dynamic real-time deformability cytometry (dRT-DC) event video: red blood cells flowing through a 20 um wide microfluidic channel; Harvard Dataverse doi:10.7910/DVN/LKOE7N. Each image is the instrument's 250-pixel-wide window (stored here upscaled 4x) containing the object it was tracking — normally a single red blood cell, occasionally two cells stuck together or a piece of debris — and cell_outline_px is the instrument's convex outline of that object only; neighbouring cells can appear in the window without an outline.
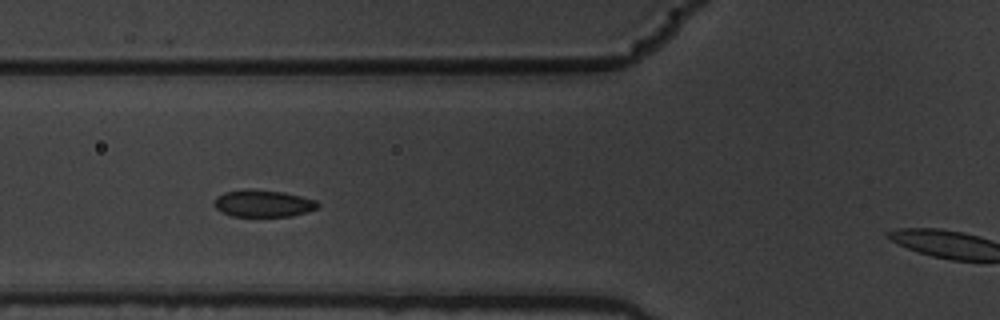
{"species": "common noctule bat (a hibernating species)", "species_latin": "Nyctalus noctula", "temperature_condition": "warm", "stored_images_in_passage": 8, "segment_of_instrument_passage": [1, 2], "camera_frame_rate_fps": 3000, "um_per_image_px": 0.085, "animal": {"sex": "male", "body_mass_g": 19.5, "forearm_length_mm": 54.6}, "frame": {"image": 1, "passage_image": 4, "time_ms": 1.0, "image_size_px": [1000, 320], "cell_outline_px": [[320, 204], [316, 208], [292, 216], [232, 216], [216, 208], [212, 204], [216, 196], [224, 192], [248, 188], [284, 192], [316, 200]], "centroid_in_image_um": [22.33, 17.27], "position_along_channel_um": 103.5, "area_um2": 16.3}}
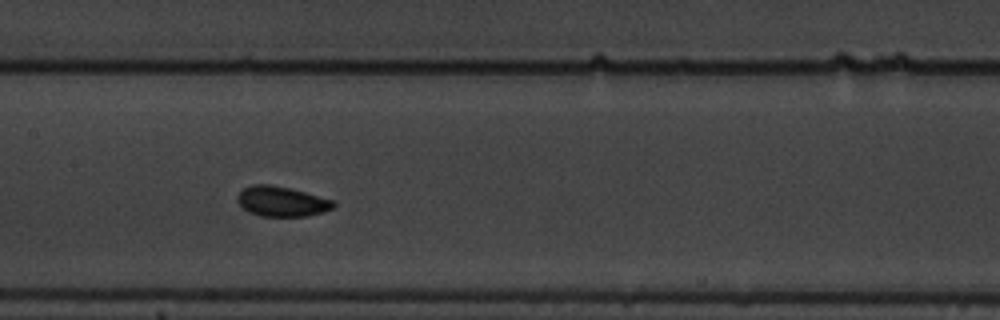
{"frame": {"image": 2, "passage_image": 6, "time_ms": 1.667, "image_size_px": [1000, 320], "cell_outline_px": [[336, 204], [332, 208], [324, 212], [308, 216], [260, 216], [248, 212], [236, 200], [236, 196], [244, 188], [252, 184], [272, 184], [304, 192], [332, 200]], "centroid_in_image_um": [23.91, 17.12], "position_along_channel_um": 183.5, "area_um2": 16.76}}
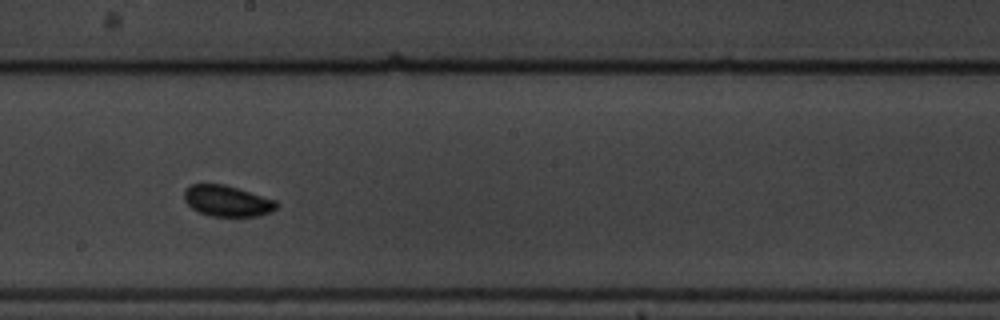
{"frame": {"image": 3, "passage_image": 7, "time_ms": 2.0, "image_size_px": [1000, 320], "cell_outline_px": [[280, 204], [272, 212], [256, 216], [208, 216], [192, 208], [184, 200], [184, 188], [192, 184], [224, 184], [276, 200]], "centroid_in_image_um": [19.31, 17.08], "position_along_channel_um": 228.9, "area_um2": 16.7}}